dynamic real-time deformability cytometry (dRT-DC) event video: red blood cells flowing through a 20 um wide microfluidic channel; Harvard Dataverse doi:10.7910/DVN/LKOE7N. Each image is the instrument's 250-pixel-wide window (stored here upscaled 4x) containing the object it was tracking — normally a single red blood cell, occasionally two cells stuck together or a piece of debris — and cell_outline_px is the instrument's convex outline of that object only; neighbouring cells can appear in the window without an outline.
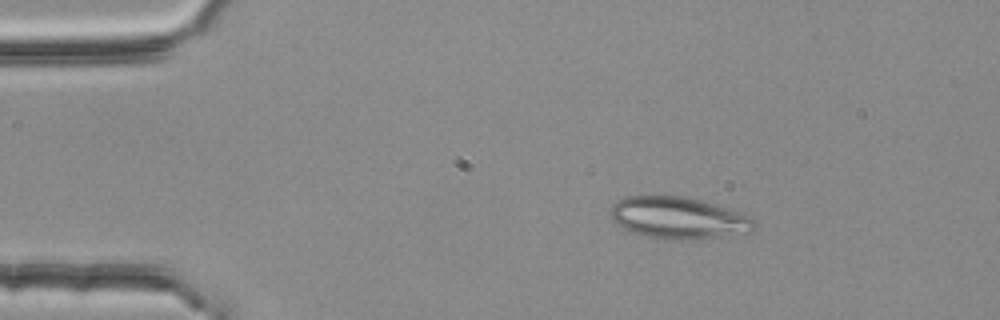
{"species": "common noctule bat (a hibernating species)", "species_latin": "Nyctalus noctula", "temperature_condition": "room temperature", "stored_images_in_passage": 3, "camera_frame_rate_fps": 3000, "um_per_image_px": 0.085, "animal": {"sex": "female", "body_mass_g": 25.1}, "frame": {"image": 1, "passage_image": 1, "time_ms": 0.0, "image_size_px": [1000, 320], "cell_outline_px": [[756, 228], [748, 232], [720, 236], [688, 240], [656, 240], [624, 228], [612, 220], [612, 204], [628, 196], [684, 196], [700, 200], [728, 208], [748, 216], [756, 224]], "centroid_in_image_um": [57.65, 18.53], "position_along_channel_um": 27.3, "area_um2": 34.74}}